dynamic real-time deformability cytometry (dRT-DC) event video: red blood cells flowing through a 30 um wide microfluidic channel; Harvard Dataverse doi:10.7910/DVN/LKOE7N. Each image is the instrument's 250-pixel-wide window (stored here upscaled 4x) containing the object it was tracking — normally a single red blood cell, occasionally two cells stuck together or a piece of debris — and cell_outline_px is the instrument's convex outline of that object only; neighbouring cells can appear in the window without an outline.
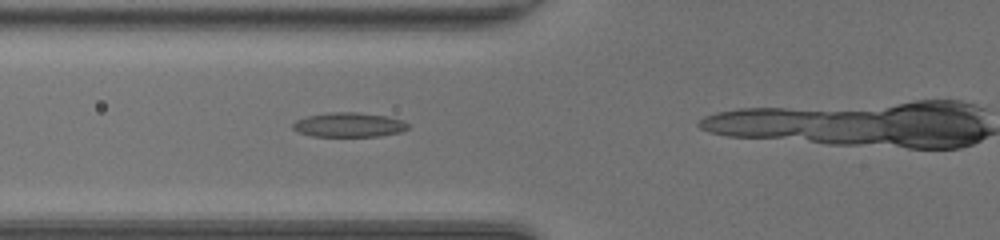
{"species": "common noctule bat (a hibernating species)", "species_latin": "Nyctalus noctula", "temperature_condition": "room temperature", "stored_images_in_passage": 19, "camera_frame_rate_fps": 3000, "um_per_image_px": 0.085, "animal": {"sex": "female", "body_mass_g": 20.0, "forearm_length_mm": 54.0}, "frame": {"image": 1, "passage_image": 16, "time_ms": 5.0, "image_size_px": [1000, 240], "cell_outline_px": [[408, 128], [400, 132], [380, 136], [312, 136], [296, 132], [292, 128], [292, 124], [296, 120], [308, 116], [324, 112], [360, 112], [388, 116], [404, 120], [408, 124]], "centroid_in_image_um": [29.64, 10.6], "position_along_channel_um": 96.2, "area_um2": 16.65}}